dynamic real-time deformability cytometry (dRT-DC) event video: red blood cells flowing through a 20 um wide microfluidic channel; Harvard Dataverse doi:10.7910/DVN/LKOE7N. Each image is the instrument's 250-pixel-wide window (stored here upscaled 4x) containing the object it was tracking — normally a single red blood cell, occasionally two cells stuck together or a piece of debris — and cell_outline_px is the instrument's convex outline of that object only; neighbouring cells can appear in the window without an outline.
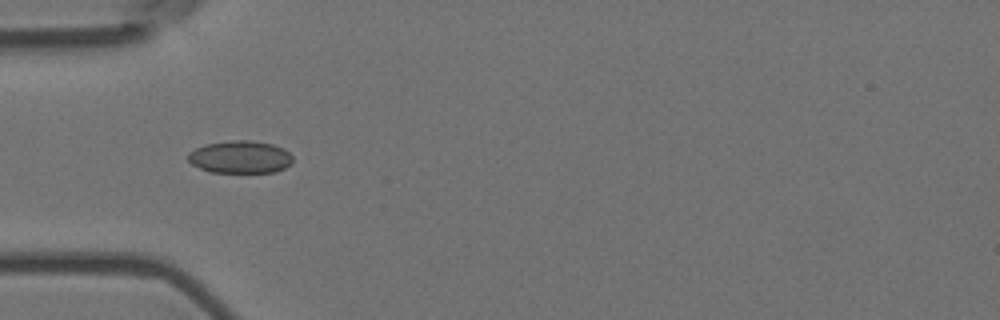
{"species": "Egyptian fruit bat (a non-hibernating species)", "species_latin": "Rousettus aegyptiacus", "temperature_condition": "room temperature", "stored_images_in_passage": 7, "camera_frame_rate_fps": 3000, "um_per_image_px": 0.085, "animal": {"sex": "female"}, "frame": {"image": 1, "passage_image": 6, "time_ms": 1.667, "image_size_px": [1000, 320], "cell_outline_px": [[292, 164], [276, 172], [208, 172], [192, 164], [188, 160], [188, 152], [196, 148], [208, 144], [232, 140], [252, 140], [272, 144], [284, 148], [292, 156]], "centroid_in_image_um": [20.43, 13.35], "position_along_channel_um": 64.6, "area_um2": 19.88}}